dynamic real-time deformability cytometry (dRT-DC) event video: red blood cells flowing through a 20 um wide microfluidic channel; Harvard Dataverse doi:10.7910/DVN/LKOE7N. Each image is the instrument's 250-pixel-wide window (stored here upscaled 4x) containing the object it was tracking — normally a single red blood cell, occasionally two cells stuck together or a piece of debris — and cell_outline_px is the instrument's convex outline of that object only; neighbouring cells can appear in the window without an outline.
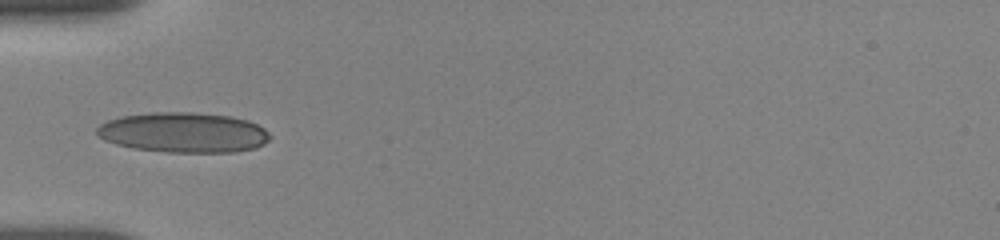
{"species": "human", "species_latin": "Homo sapiens", "temperature_condition": "room temperature", "stored_images_in_passage": 38, "camera_frame_rate_fps": 3000, "um_per_image_px": 0.085, "donor": {"sex": "female"}, "frame": {"image": 1, "passage_image": 1, "time_ms": 0.0, "image_size_px": [1000, 240], "cell_outline_px": [[272, 136], [264, 144], [256, 148], [232, 152], [168, 152], [132, 148], [116, 144], [104, 140], [96, 132], [96, 128], [100, 124], [108, 120], [120, 116], [152, 112], [192, 112], [232, 116], [248, 120], [264, 128]], "centroid_in_image_um": [15.6, 11.26], "position_along_channel_um": 69.4, "area_um2": 40.69}}
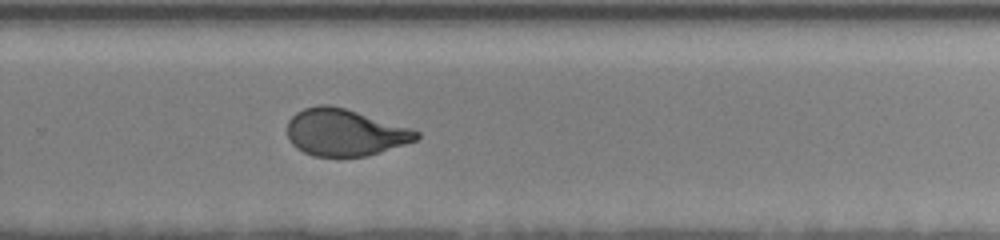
{"frame": {"image": 2, "passage_image": 20, "time_ms": 6.333, "image_size_px": [1000, 240], "cell_outline_px": [[420, 136], [416, 140], [404, 144], [364, 156], [312, 156], [296, 148], [288, 140], [288, 120], [296, 112], [304, 108], [316, 104], [328, 104], [344, 108], [412, 128], [420, 132]], "centroid_in_image_um": [29.27, 11.24], "position_along_channel_um": 300.5, "area_um2": 35.14}}
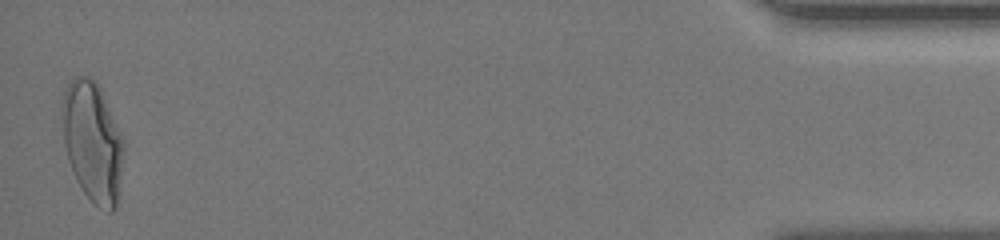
{"frame": {"image": 3, "passage_image": 37, "time_ms": 12.0, "image_size_px": [1000, 240], "cell_outline_px": [[124, 148], [120, 200], [116, 208], [112, 212], [108, 212], [100, 208], [84, 192], [76, 180], [68, 160], [64, 144], [60, 108], [60, 104], [64, 92], [68, 84], [76, 76], [84, 76], [92, 80], [100, 88], [124, 136]], "centroid_in_image_um": [7.89, 12.09], "position_along_channel_um": 427.3, "area_um2": 43.81}, "authors_computed_cell_mechanics": {"area_um2": 36.1539, "velocity_mm_per_s": 3.6517, "shape_relaxation_time_tau1_ms": 4.7083, "shape_relaxation_time_tau2_ms": 0.7607, "deformation_change_tau1": 0.1884, "deformation_change_tau2": 0.0717}}